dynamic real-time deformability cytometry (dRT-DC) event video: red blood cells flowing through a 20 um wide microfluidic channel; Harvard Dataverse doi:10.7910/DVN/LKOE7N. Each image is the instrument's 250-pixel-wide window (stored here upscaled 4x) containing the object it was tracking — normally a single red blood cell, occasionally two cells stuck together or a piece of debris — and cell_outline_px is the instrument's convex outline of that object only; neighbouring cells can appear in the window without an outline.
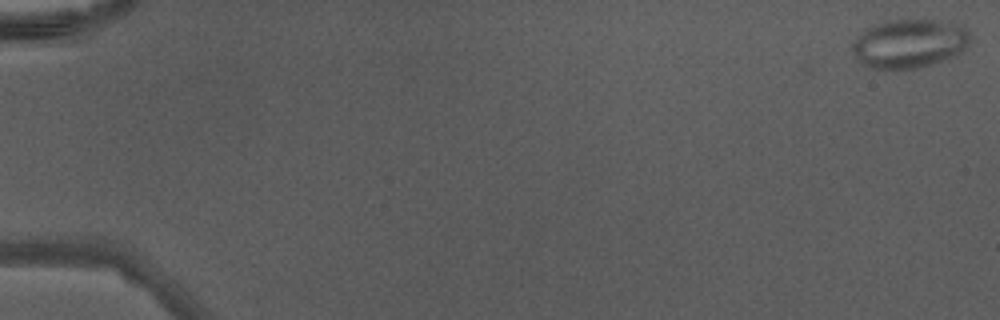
{"species": "Egyptian fruit bat (a non-hibernating species)", "species_latin": "Rousettus aegyptiacus", "temperature_condition": "warm", "stored_images_in_passage": 3, "camera_frame_rate_fps": 3000, "um_per_image_px": 0.085, "animal": {"sex": "male"}, "frame": {"image": 1, "passage_image": 1, "time_ms": 0.0, "image_size_px": [1000, 320], "cell_outline_px": [[972, 40], [956, 56], [920, 68], [868, 68], [860, 64], [852, 52], [852, 40], [868, 28], [880, 24], [896, 20], [936, 20], [964, 24], [972, 36]], "centroid_in_image_um": [77.34, 3.71], "position_along_channel_um": 7.7, "area_um2": 33.7}}